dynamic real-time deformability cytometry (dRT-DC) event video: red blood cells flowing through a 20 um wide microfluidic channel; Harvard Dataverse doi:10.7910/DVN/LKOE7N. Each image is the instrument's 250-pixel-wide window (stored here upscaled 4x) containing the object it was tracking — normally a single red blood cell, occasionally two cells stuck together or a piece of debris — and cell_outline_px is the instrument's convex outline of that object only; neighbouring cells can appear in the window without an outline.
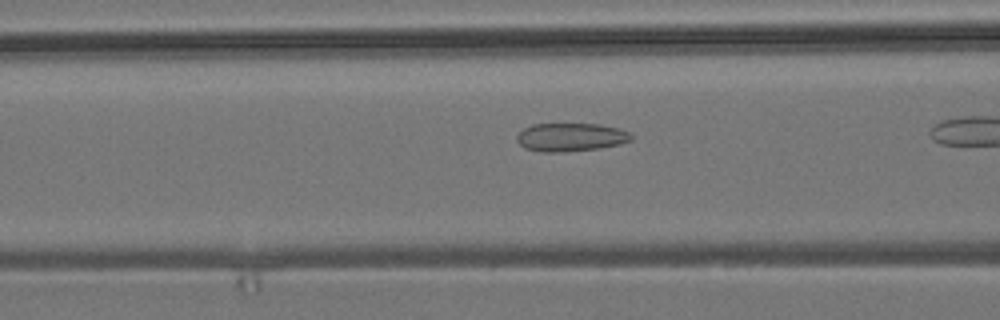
{"species": "common noctule bat (a hibernating species)", "species_latin": "Nyctalus noctula", "temperature_condition": "room temperature", "stored_images_in_passage": 25, "camera_frame_rate_fps": 3000, "um_per_image_px": 0.085, "animal": {"sex": "male", "body_mass_g": 19.2, "forearm_length_mm": 51.8}, "frame": {"image": 1, "passage_image": 18, "time_ms": 5.667, "image_size_px": [1000, 320], "cell_outline_px": [[632, 140], [620, 144], [600, 148], [564, 152], [540, 152], [524, 148], [516, 140], [516, 136], [524, 128], [532, 124], [600, 124], [620, 128], [632, 132]], "centroid_in_image_um": [48.54, 11.66], "position_along_channel_um": 118.1, "area_um2": 19.13}}